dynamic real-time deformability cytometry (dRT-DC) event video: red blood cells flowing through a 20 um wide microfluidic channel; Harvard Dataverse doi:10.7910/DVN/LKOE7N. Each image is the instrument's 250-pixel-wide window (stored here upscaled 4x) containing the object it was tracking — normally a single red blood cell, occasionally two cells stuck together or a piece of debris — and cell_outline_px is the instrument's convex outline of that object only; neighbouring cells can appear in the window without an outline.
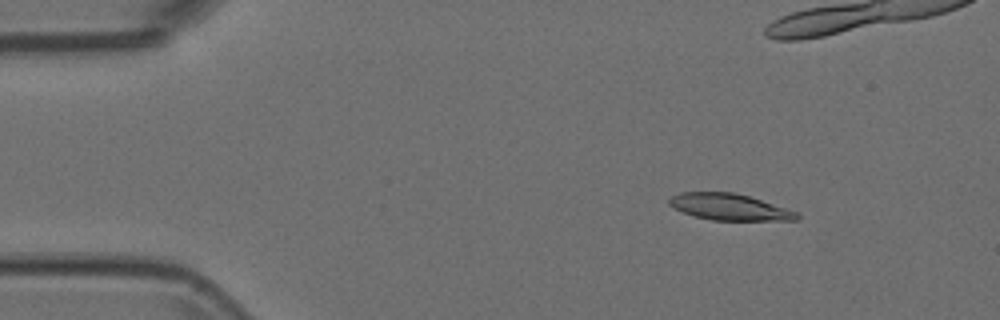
{"species": "Egyptian fruit bat (a non-hibernating species)", "species_latin": "Rousettus aegyptiacus", "temperature_condition": "room temperature", "stored_images_in_passage": 54, "camera_frame_rate_fps": 3000, "um_per_image_px": 0.085, "animal": {"sex": "female"}, "frame": {"image": 1, "passage_image": 7, "time_ms": 2.0, "image_size_px": [1000, 320], "cell_outline_px": [[800, 216], [796, 220], [712, 220], [696, 216], [684, 212], [668, 204], [668, 200], [672, 196], [680, 192], [732, 192], [748, 196], [800, 212]], "centroid_in_image_um": [62.03, 17.59], "position_along_channel_um": 23.0, "area_um2": 19.48}}
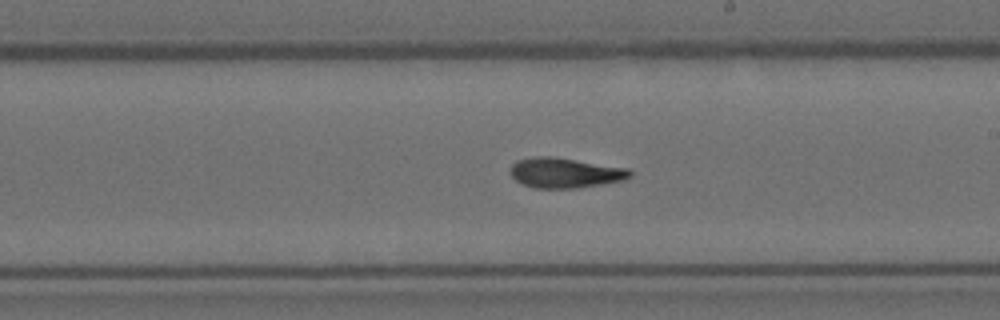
{"frame": {"image": 2, "passage_image": 30, "time_ms": 9.667, "image_size_px": [1000, 320], "cell_outline_px": [[632, 176], [624, 180], [576, 188], [532, 188], [516, 180], [508, 172], [512, 164], [516, 160], [536, 156], [552, 156], [628, 168], [632, 172]], "centroid_in_image_um": [48.0, 14.68], "position_along_channel_um": 241.0, "area_um2": 21.04}}
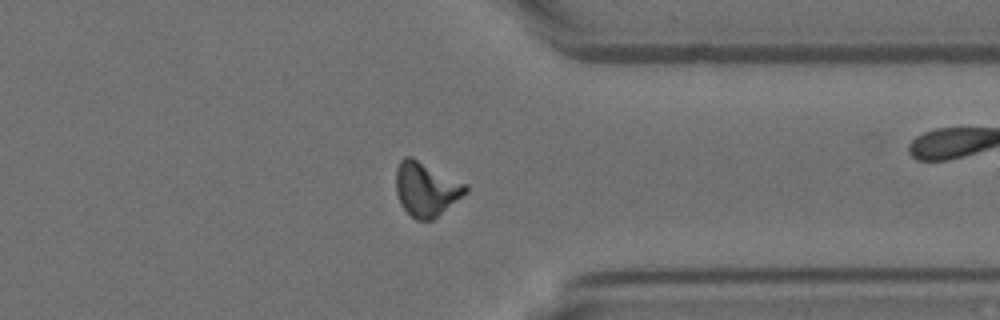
{"frame": {"image": 3, "passage_image": 41, "time_ms": 13.333, "image_size_px": [1000, 320], "cell_outline_px": [[468, 192], [432, 220], [416, 220], [400, 204], [396, 192], [396, 168], [400, 160], [404, 156], [412, 156], [468, 184]], "centroid_in_image_um": [36.22, 16.04], "position_along_channel_um": 375.2, "area_um2": 22.14}}